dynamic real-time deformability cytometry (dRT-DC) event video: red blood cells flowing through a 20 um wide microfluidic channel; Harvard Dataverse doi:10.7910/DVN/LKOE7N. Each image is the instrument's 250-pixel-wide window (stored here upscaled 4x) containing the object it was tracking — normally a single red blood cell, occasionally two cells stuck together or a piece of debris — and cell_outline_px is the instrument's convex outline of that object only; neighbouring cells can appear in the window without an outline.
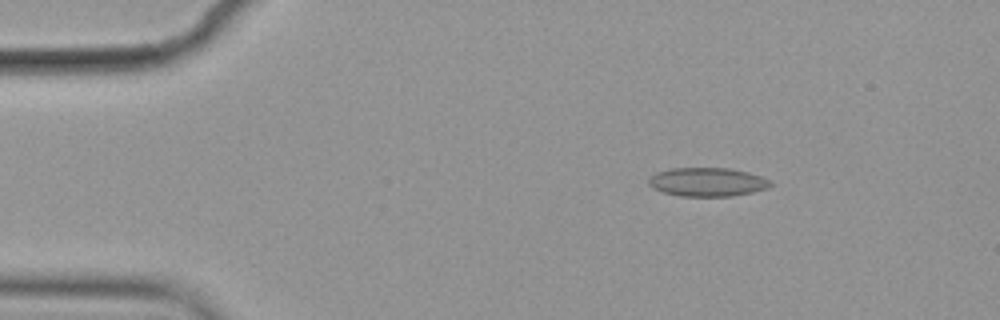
{"species": "common noctule bat (a hibernating species)", "species_latin": "Nyctalus noctula", "temperature_condition": "cold", "stored_images_in_passage": 55, "camera_frame_rate_fps": 3000, "um_per_image_px": 0.085, "animal": {"sex": "female", "body_mass_g": 19.9}, "frame": {"image": 1, "passage_image": 8, "time_ms": 2.333, "image_size_px": [1000, 320], "cell_outline_px": [[772, 184], [768, 188], [752, 192], [732, 196], [680, 196], [664, 192], [652, 188], [648, 184], [648, 180], [656, 172], [668, 168], [728, 168], [748, 172], [760, 176], [768, 180]], "centroid_in_image_um": [60.1, 15.47], "position_along_channel_um": 24.9, "area_um2": 20.35}}
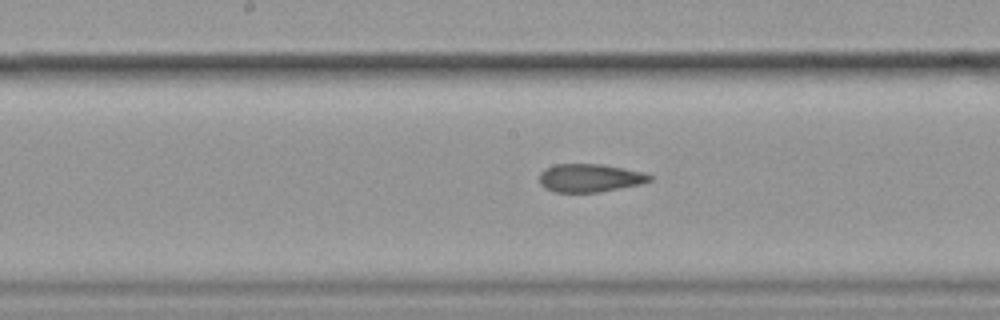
{"frame": {"image": 2, "passage_image": 28, "time_ms": 9.0, "image_size_px": [1000, 320], "cell_outline_px": [[652, 180], [640, 184], [600, 192], [556, 192], [544, 188], [540, 184], [540, 172], [544, 168], [556, 164], [604, 164], [644, 172], [652, 176]], "centroid_in_image_um": [50.13, 15.12], "position_along_channel_um": 198.1, "area_um2": 18.21}}
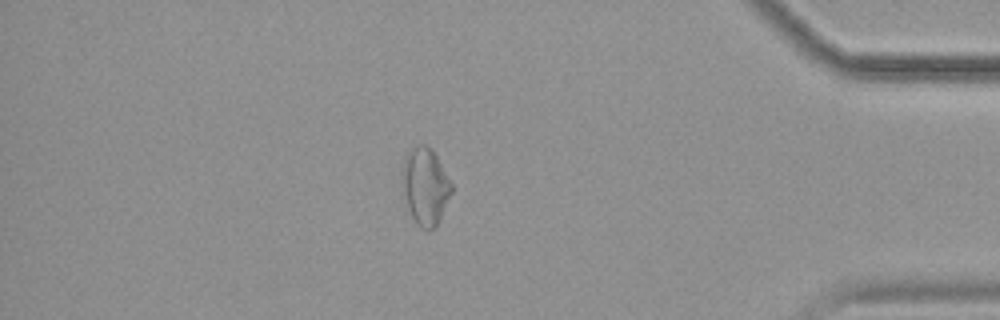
{"frame": {"image": 3, "passage_image": 48, "time_ms": 15.667, "image_size_px": [1000, 320], "cell_outline_px": [[452, 192], [436, 224], [428, 232], [420, 228], [416, 224], [404, 204], [400, 184], [400, 172], [404, 156], [412, 148], [420, 144], [424, 144], [432, 148], [452, 184]], "centroid_in_image_um": [36.07, 15.83], "position_along_channel_um": 399.1, "area_um2": 22.66}, "authors_computed_cell_mechanics": {"area_um2": 19.8254, "velocity_mm_per_s": 3.5674, "shape_relaxation_time_tau1_ms": null, "shape_relaxation_time_tau2_ms": 2.3415, "deformation_change_tau1": null, "deformation_change_tau2": 0.083}}